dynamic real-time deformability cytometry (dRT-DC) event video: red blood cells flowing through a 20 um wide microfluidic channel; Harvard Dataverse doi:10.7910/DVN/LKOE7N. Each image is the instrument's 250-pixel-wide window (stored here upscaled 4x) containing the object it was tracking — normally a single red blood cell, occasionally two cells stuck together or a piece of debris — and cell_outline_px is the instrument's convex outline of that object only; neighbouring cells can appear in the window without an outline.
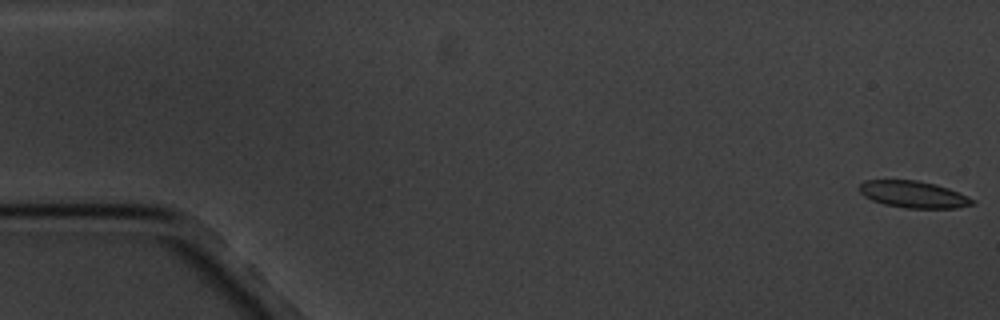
{"species": "common noctule bat (a hibernating species)", "species_latin": "Nyctalus noctula", "temperature_condition": "cold", "stored_images_in_passage": 6, "camera_frame_rate_fps": 3000, "um_per_image_px": 0.085, "animal": {"sex": "male", "body_mass_g": 20.1, "forearm_length_mm": 53.5}, "frame": {"image": 1, "passage_image": 1, "time_ms": 0.0, "image_size_px": [1000, 320], "cell_outline_px": [[976, 204], [956, 208], [904, 208], [884, 204], [872, 200], [864, 196], [856, 188], [864, 180], [916, 180], [936, 184], [948, 188], [976, 200]], "centroid_in_image_um": [77.63, 16.52], "position_along_channel_um": 7.4, "area_um2": 17.8}}
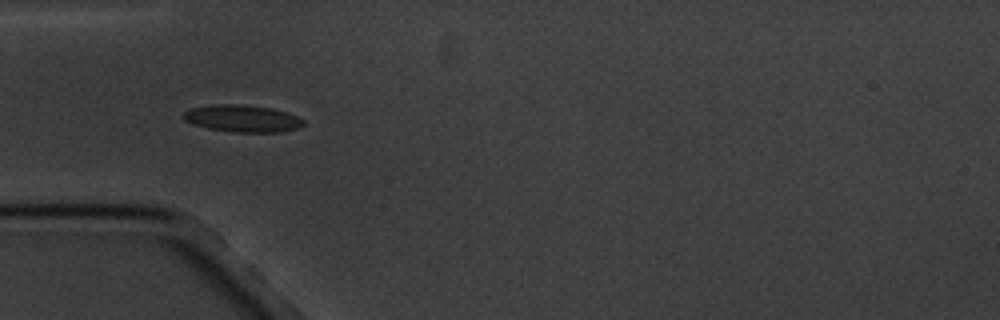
{"frame": {"image": 2, "passage_image": 5, "time_ms": 5.667, "image_size_px": [1000, 320], "cell_outline_px": [[304, 124], [296, 128], [280, 132], [236, 132], [208, 128], [192, 124], [184, 120], [180, 116], [184, 112], [192, 108], [212, 104], [240, 104], [272, 108], [296, 116], [304, 120]], "centroid_in_image_um": [20.55, 10.06], "position_along_channel_um": 64.4, "area_um2": 18.84}}
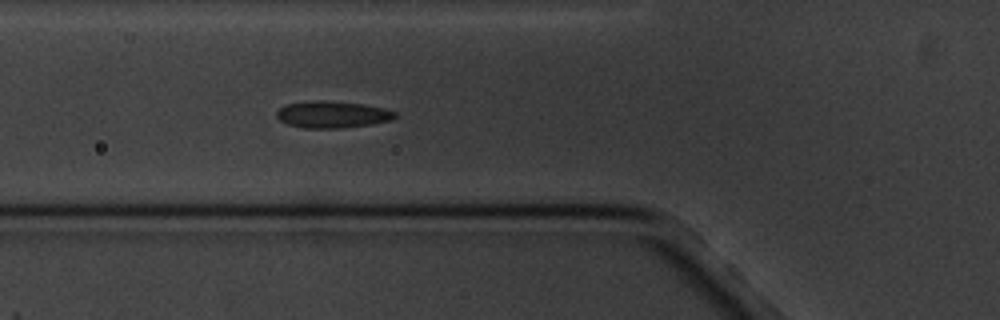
{"frame": {"image": 3, "passage_image": 6, "time_ms": 6.667, "image_size_px": [1000, 320], "cell_outline_px": [[396, 116], [392, 120], [372, 124], [340, 128], [304, 128], [288, 124], [280, 120], [276, 116], [276, 112], [284, 104], [360, 104], [384, 108], [396, 112]], "centroid_in_image_um": [28.3, 9.8], "position_along_channel_um": 97.5, "area_um2": 17.22}}